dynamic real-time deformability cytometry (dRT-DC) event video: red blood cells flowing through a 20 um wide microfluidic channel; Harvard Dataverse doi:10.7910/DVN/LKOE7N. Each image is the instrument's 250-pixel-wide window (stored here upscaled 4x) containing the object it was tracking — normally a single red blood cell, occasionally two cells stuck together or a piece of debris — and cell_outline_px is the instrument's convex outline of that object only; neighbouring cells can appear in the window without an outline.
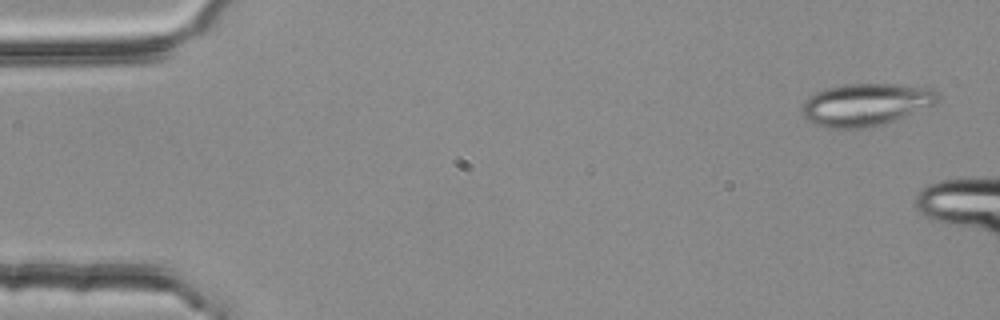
{"species": "common noctule bat (a hibernating species)", "species_latin": "Nyctalus noctula", "temperature_condition": "room temperature", "stored_images_in_passage": 3, "camera_frame_rate_fps": 3000, "um_per_image_px": 0.085, "animal": {"sex": "female", "body_mass_g": 25.1}, "frame": {"image": 1, "passage_image": 1, "time_ms": 0.0, "image_size_px": [1000, 320], "cell_outline_px": [[940, 100], [936, 104], [884, 124], [868, 128], [832, 128], [816, 124], [808, 120], [800, 112], [800, 108], [808, 96], [824, 88], [844, 84], [900, 84], [936, 88], [940, 92]], "centroid_in_image_um": [73.63, 8.87], "position_along_channel_um": 11.4, "area_um2": 34.04}}